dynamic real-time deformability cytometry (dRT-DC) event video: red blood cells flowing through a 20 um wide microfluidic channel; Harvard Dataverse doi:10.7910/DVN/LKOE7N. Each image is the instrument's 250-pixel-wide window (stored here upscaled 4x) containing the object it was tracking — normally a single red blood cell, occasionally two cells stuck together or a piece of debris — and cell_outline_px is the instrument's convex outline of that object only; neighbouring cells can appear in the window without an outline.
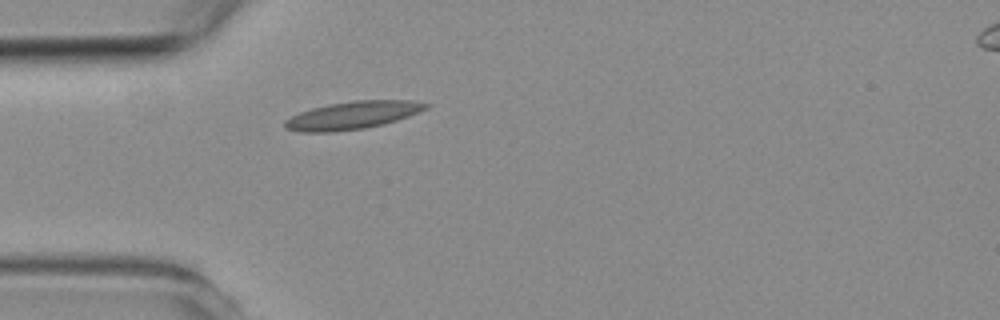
{"species": "common noctule bat (a hibernating species)", "species_latin": "Nyctalus noctula", "temperature_condition": "room temperature", "stored_images_in_passage": 2, "camera_frame_rate_fps": 3000, "um_per_image_px": 0.085, "animal": {"sex": "female", "body_mass_g": 19.3, "forearm_length_mm": 54.1}, "frame": {"image": 1, "passage_image": 1, "time_ms": 0.0, "image_size_px": [1000, 320], "cell_outline_px": [[432, 104], [428, 108], [408, 116], [384, 124], [364, 128], [332, 132], [300, 132], [284, 128], [284, 120], [300, 112], [312, 108], [328, 104], [352, 100], [412, 100]], "centroid_in_image_um": [29.97, 9.79], "position_along_channel_um": 55.0, "area_um2": 22.89}}